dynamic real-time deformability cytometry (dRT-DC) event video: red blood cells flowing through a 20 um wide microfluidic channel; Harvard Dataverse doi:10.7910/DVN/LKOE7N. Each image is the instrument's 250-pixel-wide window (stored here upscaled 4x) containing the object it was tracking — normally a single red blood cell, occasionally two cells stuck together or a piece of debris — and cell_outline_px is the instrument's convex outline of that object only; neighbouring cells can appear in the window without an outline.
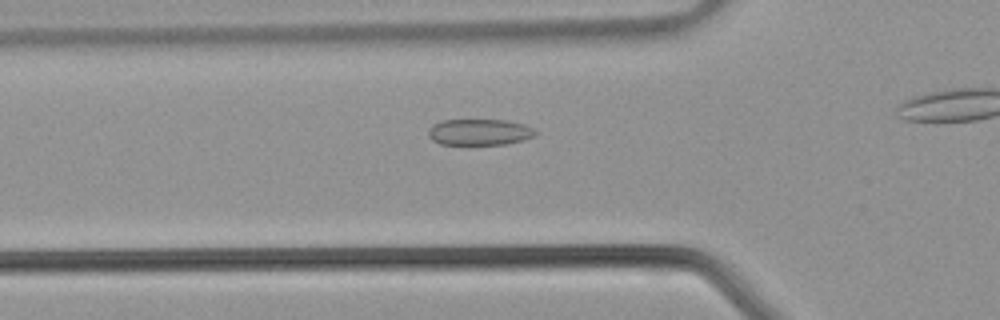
{"species": "common noctule bat (a hibernating species)", "species_latin": "Nyctalus noctula", "temperature_condition": "warm", "stored_images_in_passage": 25, "camera_frame_rate_fps": 3000, "um_per_image_px": 0.085, "animal": {"sex": "male", "body_mass_g": 21.5, "forearm_length_mm": 52.0}, "frame": {"image": 1, "passage_image": 7, "time_ms": 2.0, "image_size_px": [1000, 320], "cell_outline_px": [[540, 132], [532, 136], [520, 140], [504, 144], [440, 144], [432, 140], [428, 136], [428, 128], [432, 124], [440, 120], [508, 120], [524, 124]], "centroid_in_image_um": [40.71, 11.21], "position_along_channel_um": 85.1, "area_um2": 16.36}}
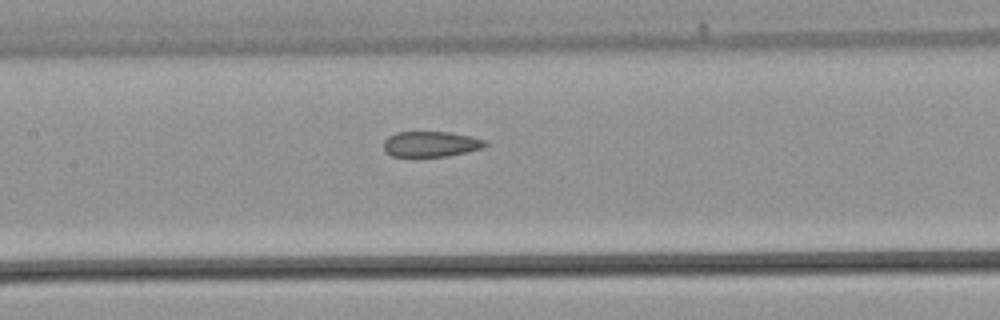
{"frame": {"image": 2, "passage_image": 12, "time_ms": 3.667, "image_size_px": [1000, 320], "cell_outline_px": [[488, 144], [484, 148], [444, 156], [392, 156], [384, 148], [384, 140], [388, 136], [396, 132], [448, 132], [472, 136], [488, 140]], "centroid_in_image_um": [36.66, 12.23], "position_along_channel_um": 170.7, "area_um2": 15.03}}
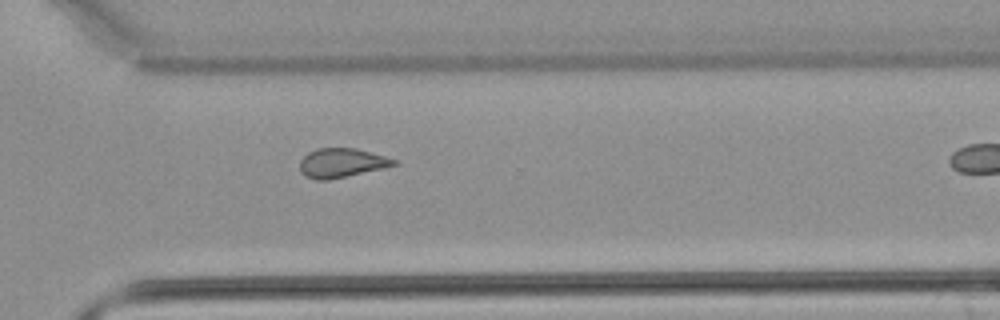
{"frame": {"image": 3, "passage_image": 22, "time_ms": 7.0, "image_size_px": [1000, 320], "cell_outline_px": [[400, 164], [384, 168], [328, 180], [316, 180], [304, 176], [300, 172], [300, 160], [308, 152], [316, 148], [356, 148], [400, 160]], "centroid_in_image_um": [29.06, 13.84], "position_along_channel_um": 341.5, "area_um2": 16.24}}